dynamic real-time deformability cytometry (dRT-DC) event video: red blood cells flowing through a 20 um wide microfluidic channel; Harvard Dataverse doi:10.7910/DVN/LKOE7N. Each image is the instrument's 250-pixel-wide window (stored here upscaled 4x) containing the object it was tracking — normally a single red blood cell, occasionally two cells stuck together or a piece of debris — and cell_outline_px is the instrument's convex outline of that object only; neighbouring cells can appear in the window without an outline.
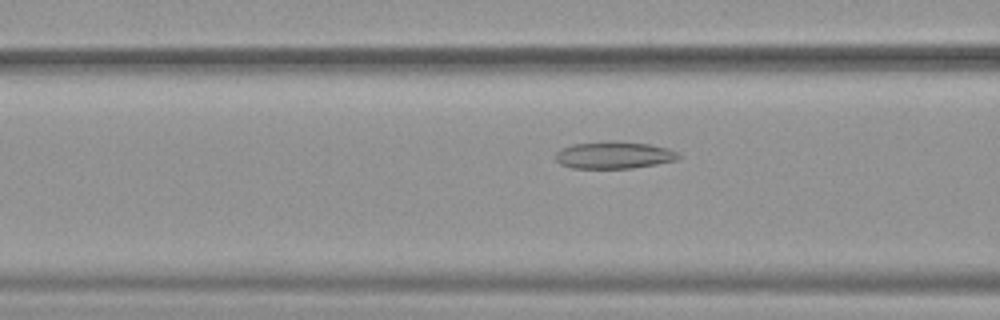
{"species": "common noctule bat (a hibernating species)", "species_latin": "Nyctalus noctula", "temperature_condition": "warm", "stored_images_in_passage": 52, "camera_frame_rate_fps": 3000, "um_per_image_px": 0.085, "animal": {"sex": "female", "body_mass_g": 19.9}, "frame": {"image": 1, "passage_image": 21, "time_ms": 6.667, "image_size_px": [1000, 320], "cell_outline_px": [[684, 156], [676, 160], [656, 164], [632, 168], [572, 168], [560, 164], [556, 160], [556, 152], [560, 148], [572, 144], [648, 144], [668, 148]], "centroid_in_image_um": [52.2, 13.24], "position_along_channel_um": 114.4, "area_um2": 18.5}}
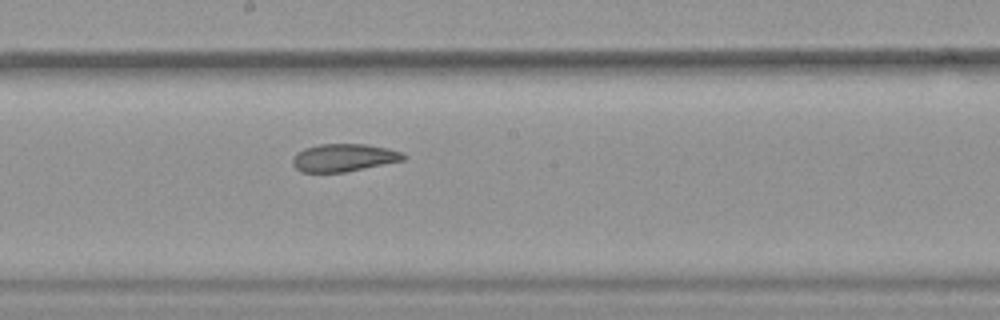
{"frame": {"image": 2, "passage_image": 29, "time_ms": 9.333, "image_size_px": [1000, 320], "cell_outline_px": [[408, 156], [404, 160], [344, 172], [300, 172], [292, 164], [292, 156], [296, 152], [304, 148], [320, 144], [368, 144], [388, 148], [400, 152]], "centroid_in_image_um": [29.19, 13.39], "position_along_channel_um": 219.0, "area_um2": 17.98}}
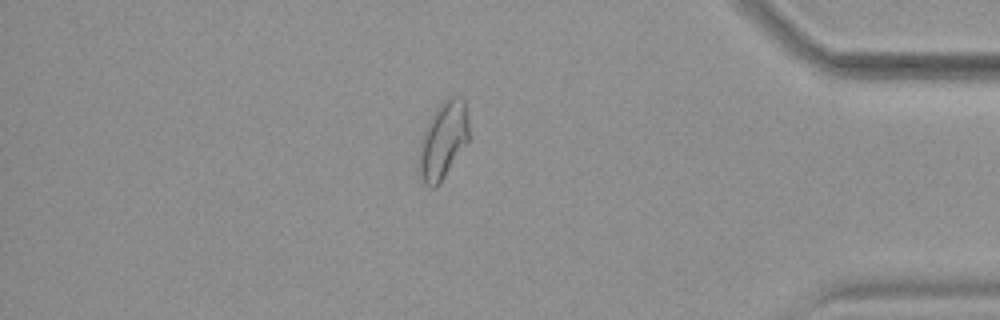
{"frame": {"image": 3, "passage_image": 45, "time_ms": 14.667, "image_size_px": [1000, 320], "cell_outline_px": [[468, 140], [436, 188], [428, 188], [424, 184], [420, 176], [420, 140], [424, 128], [428, 120], [436, 108], [448, 96], [460, 96], [464, 100], [468, 120]], "centroid_in_image_um": [37.65, 11.9], "position_along_channel_um": 397.6, "area_um2": 22.14}, "authors_computed_cell_mechanics": {"area_um2": 21.8484, "velocity_mm_per_s": 3.9363, "shape_relaxation_time_tau1_ms": null, "shape_relaxation_time_tau2_ms": 3.7926, "deformation_change_tau1": null, "deformation_change_tau2": 0.1065}}